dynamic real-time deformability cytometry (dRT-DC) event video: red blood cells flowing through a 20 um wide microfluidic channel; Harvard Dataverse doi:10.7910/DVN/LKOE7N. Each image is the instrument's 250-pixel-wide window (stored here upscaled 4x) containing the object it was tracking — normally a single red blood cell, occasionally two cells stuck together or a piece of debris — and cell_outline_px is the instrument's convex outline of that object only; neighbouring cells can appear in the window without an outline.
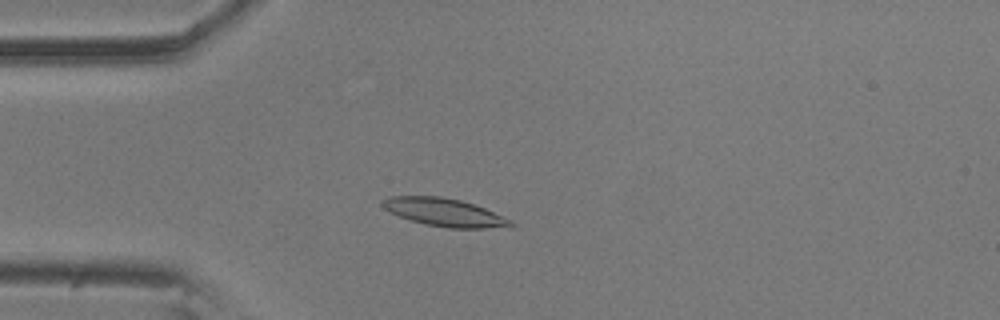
{"species": "common noctule bat (a hibernating species)", "species_latin": "Nyctalus noctula", "temperature_condition": "room temperature", "stored_images_in_passage": 56, "camera_frame_rate_fps": 3000, "um_per_image_px": 0.085, "animal": {"sex": "male", "body_mass_g": 20.5, "forearm_length_mm": 52.5}, "frame": {"image": 1, "passage_image": 14, "time_ms": 4.333, "image_size_px": [1000, 320], "cell_outline_px": [[516, 224], [512, 228], [448, 228], [424, 224], [400, 216], [384, 208], [380, 204], [380, 200], [392, 196], [440, 196], [460, 200], [484, 208], [512, 220]], "centroid_in_image_um": [37.83, 18.06], "position_along_channel_um": 47.2, "area_um2": 20.92}}
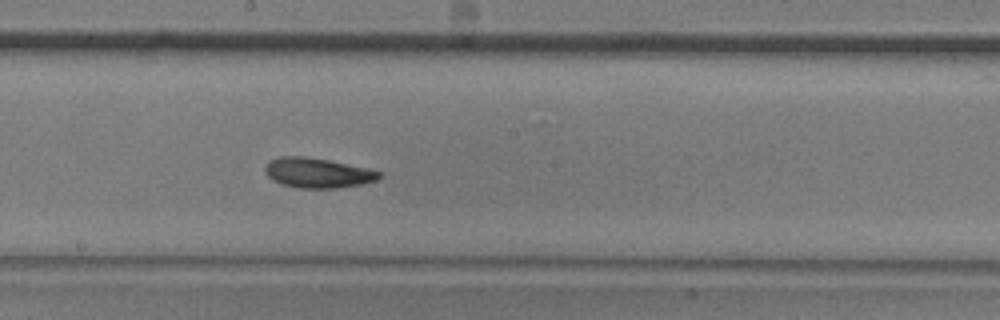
{"frame": {"image": 2, "passage_image": 30, "time_ms": 9.667, "image_size_px": [1000, 320], "cell_outline_px": [[380, 176], [376, 180], [364, 184], [336, 188], [296, 188], [280, 184], [272, 180], [264, 172], [264, 168], [272, 160], [280, 156], [304, 156], [328, 160], [368, 168], [380, 172]], "centroid_in_image_um": [26.98, 14.7], "position_along_channel_um": 221.2, "area_um2": 19.88}}
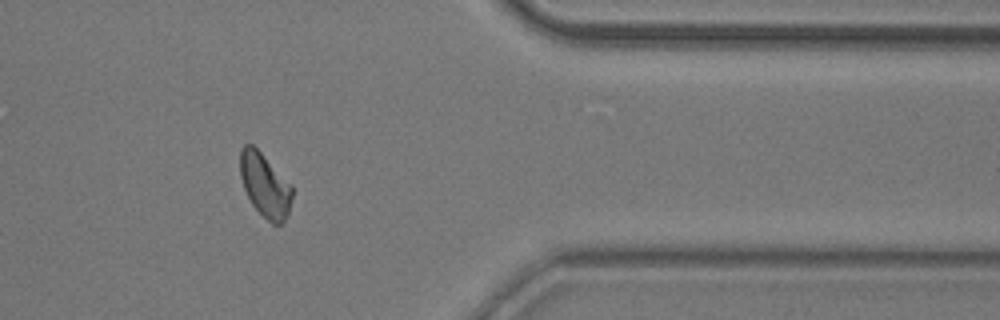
{"frame": {"image": 3, "passage_image": 46, "time_ms": 15.0, "image_size_px": [1000, 320], "cell_outline_px": [[292, 196], [288, 216], [280, 224], [272, 224], [252, 204], [244, 188], [240, 176], [240, 148], [244, 144], [252, 144], [292, 184]], "centroid_in_image_um": [22.52, 15.73], "position_along_channel_um": 388.9, "area_um2": 19.19}, "authors_computed_cell_mechanics": {"area_um2": 19.5942, "velocity_mm_per_s": 3.5077, "shape_relaxation_time_tau1_ms": 3.2097, "shape_relaxation_time_tau2_ms": 4.1651, "deformation_change_tau1": 0.1187, "deformation_change_tau2": 0.0755}}